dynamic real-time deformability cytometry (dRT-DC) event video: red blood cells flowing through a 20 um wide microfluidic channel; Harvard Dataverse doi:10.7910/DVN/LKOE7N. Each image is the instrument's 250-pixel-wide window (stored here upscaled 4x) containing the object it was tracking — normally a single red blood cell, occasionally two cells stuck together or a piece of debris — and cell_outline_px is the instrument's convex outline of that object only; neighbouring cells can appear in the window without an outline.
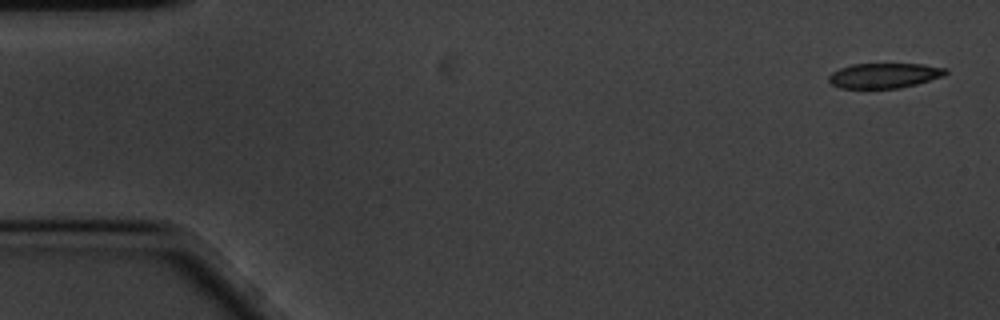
{"species": "common noctule bat (a hibernating species)", "species_latin": "Nyctalus noctula", "temperature_condition": "cold", "stored_images_in_passage": 57, "camera_frame_rate_fps": 3000, "um_per_image_px": 0.085, "animal": {"sex": "male", "body_mass_g": 20.1, "forearm_length_mm": 53.5}, "frame": {"image": 1, "passage_image": 1, "time_ms": 0.0, "image_size_px": [1000, 320], "cell_outline_px": [[948, 72], [944, 76], [916, 84], [896, 88], [840, 88], [832, 84], [828, 80], [828, 76], [832, 72], [840, 68], [852, 64], [924, 64], [948, 68]], "centroid_in_image_um": [75.18, 6.41], "position_along_channel_um": 9.8, "area_um2": 17.05}}
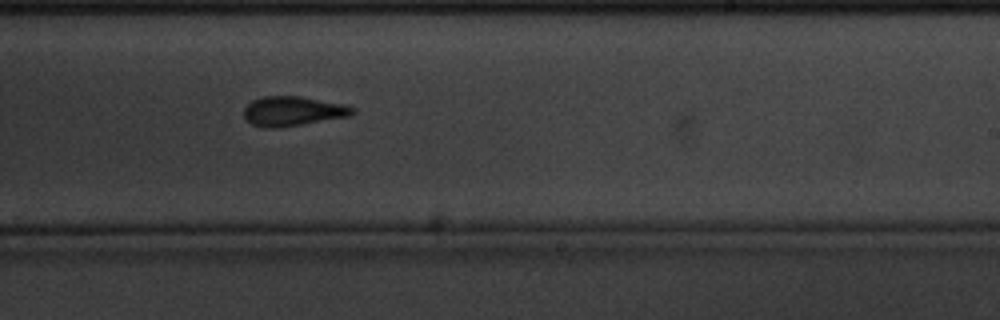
{"frame": {"image": 2, "passage_image": 34, "time_ms": 11.0, "image_size_px": [1000, 320], "cell_outline_px": [[356, 112], [348, 116], [276, 128], [264, 128], [252, 124], [244, 116], [244, 108], [252, 100], [264, 96], [300, 96], [344, 104], [356, 108]], "centroid_in_image_um": [24.89, 9.44], "position_along_channel_um": 264.1, "area_um2": 18.55}}
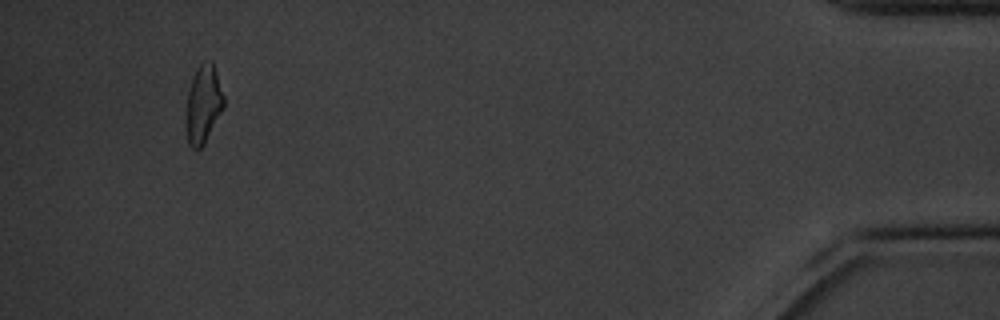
{"frame": {"image": 3, "passage_image": 54, "time_ms": 17.667, "image_size_px": [1000, 320], "cell_outline_px": [[224, 104], [204, 144], [200, 148], [192, 148], [188, 144], [184, 124], [184, 116], [188, 92], [196, 68], [200, 64], [212, 60], [224, 96]], "centroid_in_image_um": [17.23, 8.88], "position_along_channel_um": 418.0, "area_um2": 17.11}, "authors_computed_cell_mechanics": {"area_um2": 18.3226, "velocity_mm_per_s": 3.3944, "shape_relaxation_time_tau1_ms": 5.4647, "shape_relaxation_time_tau2_ms": 2.467, "deformation_change_tau1": 0.1489, "deformation_change_tau2": 0.0892}}